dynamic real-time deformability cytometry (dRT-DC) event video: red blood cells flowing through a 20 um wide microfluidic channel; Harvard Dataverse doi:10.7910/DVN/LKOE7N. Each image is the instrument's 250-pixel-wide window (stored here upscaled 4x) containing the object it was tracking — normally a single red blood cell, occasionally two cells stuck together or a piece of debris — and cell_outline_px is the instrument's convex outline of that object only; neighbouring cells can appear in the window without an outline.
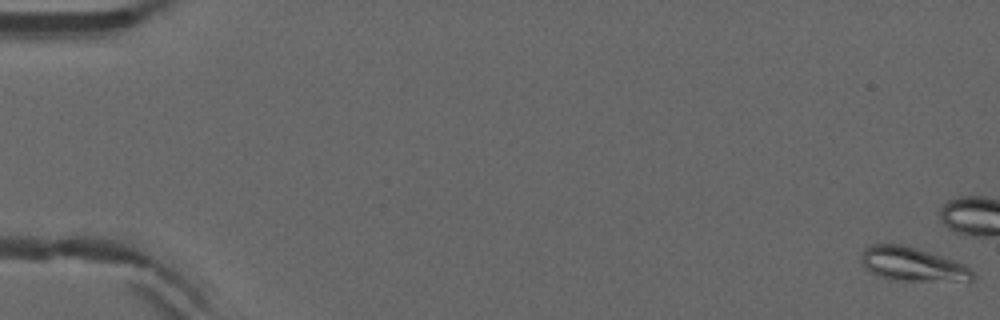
{"species": "common noctule bat (a hibernating species)", "species_latin": "Nyctalus noctula", "temperature_condition": "warm", "stored_images_in_passage": 18, "camera_frame_rate_fps": 3000, "um_per_image_px": 0.085, "animal": {"sex": "male", "forearm_length_mm": 52.5}, "frame": {"image": 1, "passage_image": 1, "time_ms": 0.0, "image_size_px": [1000, 320], "cell_outline_px": [[976, 276], [968, 284], [900, 280], [880, 276], [864, 268], [860, 264], [860, 256], [864, 248], [872, 244], [904, 244], [964, 264]], "centroid_in_image_um": [77.62, 22.5], "position_along_channel_um": 7.4, "area_um2": 22.6}}